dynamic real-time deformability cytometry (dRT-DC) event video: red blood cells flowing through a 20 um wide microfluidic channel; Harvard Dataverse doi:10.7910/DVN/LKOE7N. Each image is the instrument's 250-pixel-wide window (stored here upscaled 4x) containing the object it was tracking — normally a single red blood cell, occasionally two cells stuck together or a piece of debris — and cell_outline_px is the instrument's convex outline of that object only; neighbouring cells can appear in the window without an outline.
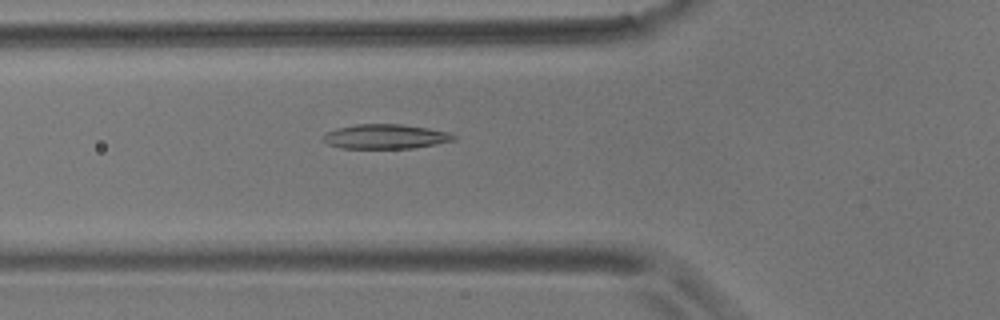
{"species": "common noctule bat (a hibernating species)", "species_latin": "Nyctalus noctula", "temperature_condition": "room temperature", "stored_images_in_passage": 5, "camera_frame_rate_fps": 3000, "um_per_image_px": 0.085, "animal": {"sex": "male", "body_mass_g": 17.9}, "frame": {"image": 1, "passage_image": 5, "time_ms": 6.333, "image_size_px": [1000, 320], "cell_outline_px": [[456, 140], [436, 144], [412, 148], [340, 148], [328, 144], [324, 140], [324, 132], [336, 128], [356, 124], [400, 124], [428, 128], [452, 132], [456, 136]], "centroid_in_image_um": [32.79, 11.6], "position_along_channel_um": 93.0, "area_um2": 18.79}}